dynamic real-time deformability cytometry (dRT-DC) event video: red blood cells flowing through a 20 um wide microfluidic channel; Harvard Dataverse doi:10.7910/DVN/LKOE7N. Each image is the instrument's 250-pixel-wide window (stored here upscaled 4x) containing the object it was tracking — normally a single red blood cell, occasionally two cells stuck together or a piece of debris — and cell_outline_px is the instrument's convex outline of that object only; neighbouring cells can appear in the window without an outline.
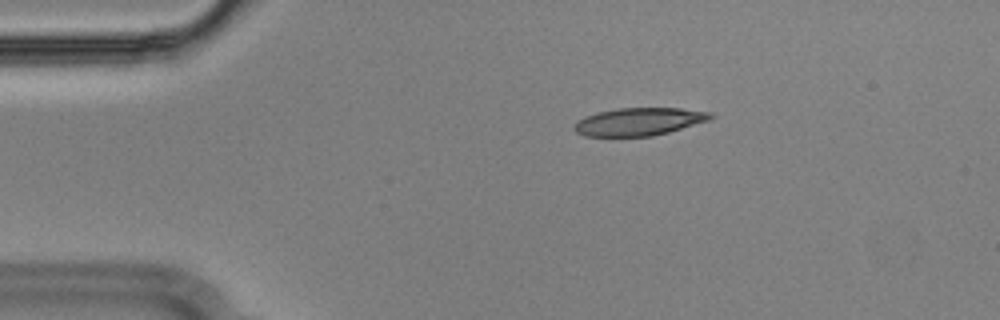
{"species": "Egyptian fruit bat (a non-hibernating species)", "species_latin": "Rousettus aegyptiacus", "temperature_condition": "cold", "stored_images_in_passage": 47, "camera_frame_rate_fps": 3000, "um_per_image_px": 0.085, "animal": {"sex": "male"}, "frame": {"image": 1, "passage_image": 2, "time_ms": 0.333, "image_size_px": [1000, 320], "cell_outline_px": [[716, 116], [708, 120], [668, 132], [652, 136], [584, 136], [576, 132], [572, 128], [576, 120], [600, 112], [620, 108], [680, 108], [712, 112]], "centroid_in_image_um": [54.32, 10.34], "position_along_channel_um": 30.7, "area_um2": 21.91}}
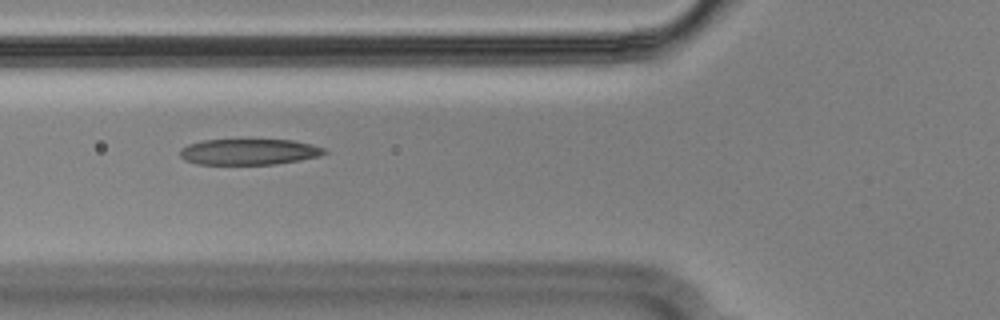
{"frame": {"image": 2, "passage_image": 12, "time_ms": 3.667, "image_size_px": [1000, 320], "cell_outline_px": [[328, 152], [320, 156], [300, 160], [276, 164], [196, 164], [184, 160], [180, 156], [180, 148], [188, 144], [204, 140], [292, 140], [312, 144], [324, 148]], "centroid_in_image_um": [21.16, 12.91], "position_along_channel_um": 104.6, "area_um2": 21.85}}
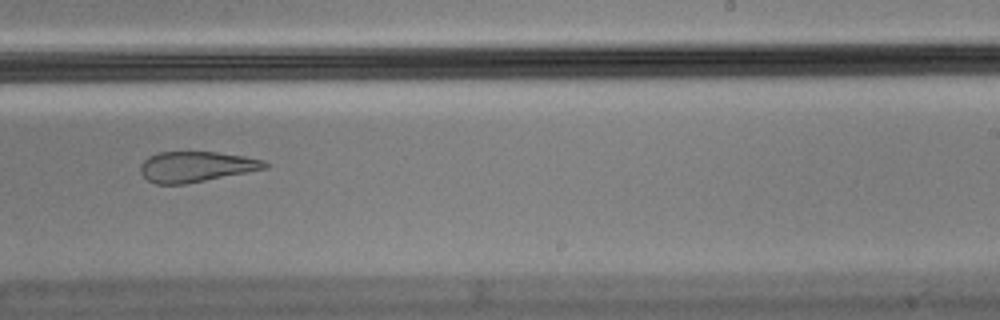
{"frame": {"image": 3, "passage_image": 26, "time_ms": 8.333, "image_size_px": [1000, 320], "cell_outline_px": [[268, 168], [248, 172], [184, 184], [156, 184], [148, 180], [140, 172], [140, 164], [148, 156], [156, 152], [216, 152], [244, 156], [264, 160], [268, 164]], "centroid_in_image_um": [16.65, 14.16], "position_along_channel_um": 272.4, "area_um2": 22.08}, "authors_computed_cell_mechanics": {"area_um2": 24.1026, "velocity_mm_per_s": 3.5911, "shape_relaxation_time_tau1_ms": null, "shape_relaxation_time_tau2_ms": 2.3203, "deformation_change_tau1": null, "deformation_change_tau2": 0.1127}}